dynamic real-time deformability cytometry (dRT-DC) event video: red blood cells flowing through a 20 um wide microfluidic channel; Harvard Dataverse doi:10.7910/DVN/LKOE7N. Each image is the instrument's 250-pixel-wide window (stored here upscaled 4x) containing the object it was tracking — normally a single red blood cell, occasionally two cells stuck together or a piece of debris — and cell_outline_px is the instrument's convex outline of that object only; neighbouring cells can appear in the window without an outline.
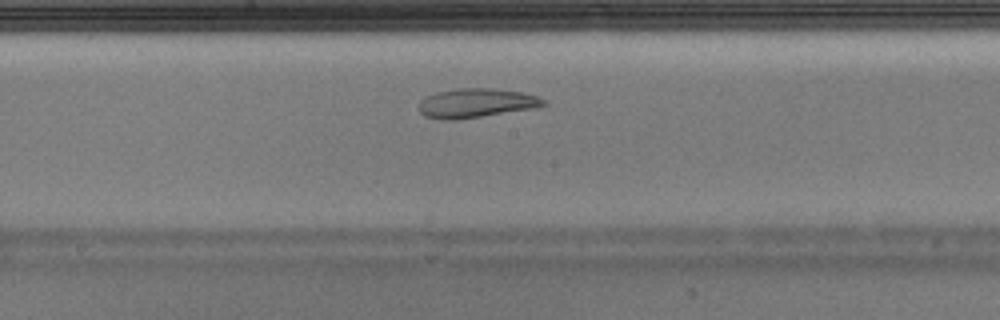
{"species": "Egyptian fruit bat (a non-hibernating species)", "species_latin": "Rousettus aegyptiacus", "temperature_condition": "warm", "stored_images_in_passage": 36, "camera_frame_rate_fps": 3000, "um_per_image_px": 0.085, "animal": {"sex": "male"}, "frame": {"image": 1, "passage_image": 16, "time_ms": 5.0, "image_size_px": [1000, 320], "cell_outline_px": [[548, 104], [536, 108], [460, 120], [444, 120], [424, 116], [420, 112], [420, 100], [424, 96], [436, 92], [456, 88], [492, 88], [524, 92], [536, 96], [544, 100]], "centroid_in_image_um": [40.47, 8.76], "position_along_channel_um": 207.7, "area_um2": 21.56}}